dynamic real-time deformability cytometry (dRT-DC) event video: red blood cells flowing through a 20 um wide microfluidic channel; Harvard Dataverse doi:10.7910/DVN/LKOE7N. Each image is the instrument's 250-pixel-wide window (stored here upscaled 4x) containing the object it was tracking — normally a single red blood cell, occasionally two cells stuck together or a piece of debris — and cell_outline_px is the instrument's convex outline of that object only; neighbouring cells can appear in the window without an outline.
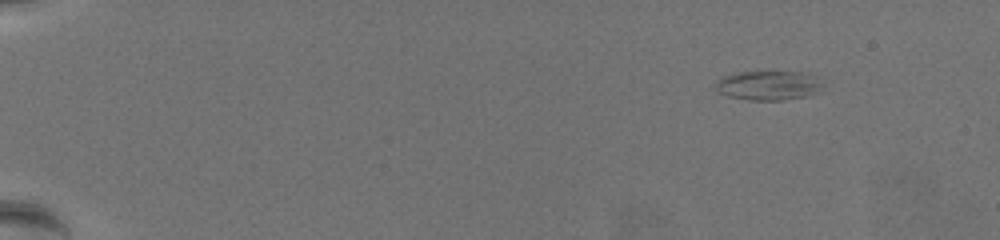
{"species": "common noctule bat (a hibernating species)", "species_latin": "Nyctalus noctula", "temperature_condition": "warm", "stored_images_in_passage": 57, "camera_frame_rate_fps": 3000, "um_per_image_px": 0.085, "animal": {"sex": "female", "body_mass_g": 19.5, "forearm_length_mm": 54.1}, "frame": {"image": 1, "passage_image": 1, "time_ms": 0.0, "image_size_px": [1000, 240], "cell_outline_px": [[820, 84], [808, 96], [784, 100], [748, 100], [728, 96], [720, 92], [716, 88], [716, 80], [724, 76], [736, 72], [808, 72]], "centroid_in_image_um": [65.21, 7.26], "position_along_channel_um": 19.8, "area_um2": 17.86}}
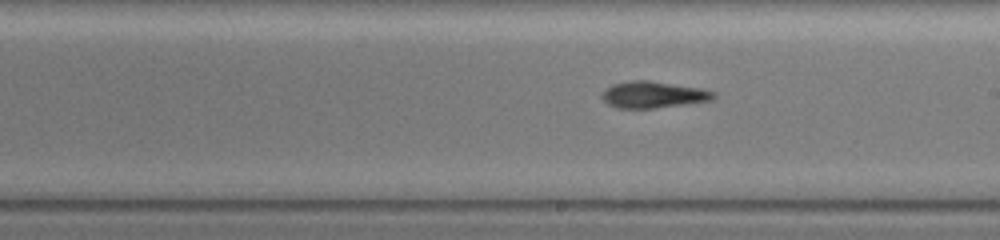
{"frame": {"image": 2, "passage_image": 33, "time_ms": 10.667, "image_size_px": [1000, 240], "cell_outline_px": [[716, 96], [712, 100], [652, 108], [616, 108], [608, 104], [600, 96], [612, 84], [632, 80], [648, 80], [700, 88], [716, 92]], "centroid_in_image_um": [55.52, 8.04], "position_along_channel_um": 233.5, "area_um2": 17.05}}
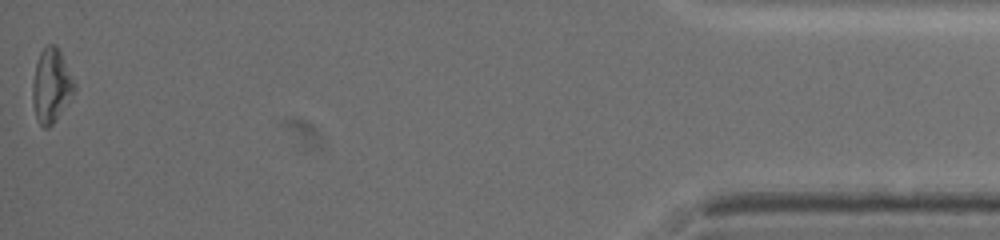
{"frame": {"image": 3, "passage_image": 57, "time_ms": 18.667, "image_size_px": [1000, 240], "cell_outline_px": [[76, 88], [56, 120], [48, 128], [44, 128], [36, 120], [32, 104], [32, 84], [36, 64], [40, 52], [48, 44], [56, 44], [76, 84]], "centroid_in_image_um": [4.33, 7.3], "position_along_channel_um": 430.9, "area_um2": 17.92}, "authors_computed_cell_mechanics": {"area_um2": 16.9354, "velocity_mm_per_s": 3.4522, "shape_relaxation_time_tau1_ms": 5.2682, "shape_relaxation_time_tau2_ms": 4.146, "deformation_change_tau1": 0.195, "deformation_change_tau2": 0.1571}}